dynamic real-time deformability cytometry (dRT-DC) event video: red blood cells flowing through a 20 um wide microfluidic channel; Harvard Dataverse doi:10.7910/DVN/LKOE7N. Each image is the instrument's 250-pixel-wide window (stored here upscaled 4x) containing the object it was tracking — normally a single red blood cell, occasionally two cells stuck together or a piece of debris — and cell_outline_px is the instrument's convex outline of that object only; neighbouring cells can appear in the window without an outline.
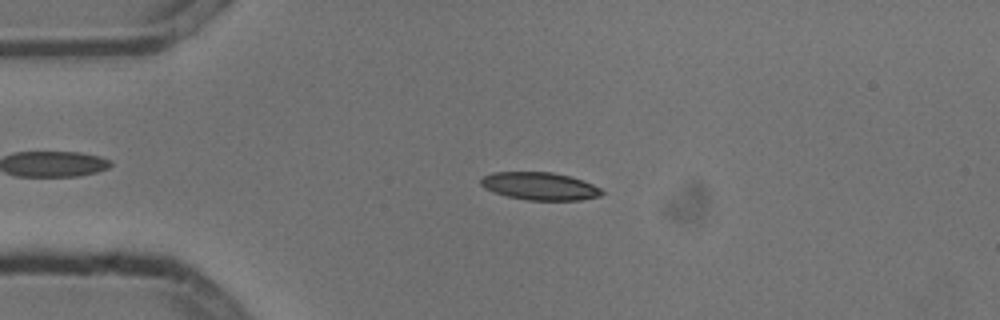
{"species": "common noctule bat (a hibernating species)", "species_latin": "Nyctalus noctula", "temperature_condition": "cold", "stored_images_in_passage": 4, "camera_frame_rate_fps": 3000, "um_per_image_px": 0.085, "animal": {"sex": "male", "body_mass_g": 13.3}, "frame": {"image": 1, "passage_image": 3, "time_ms": 0.667, "image_size_px": [1000, 320], "cell_outline_px": [[604, 192], [600, 196], [580, 200], [528, 200], [508, 196], [484, 188], [480, 184], [480, 180], [484, 176], [492, 172], [552, 172], [584, 180], [600, 188]], "centroid_in_image_um": [45.89, 15.82], "position_along_channel_um": 39.1, "area_um2": 19.42}}